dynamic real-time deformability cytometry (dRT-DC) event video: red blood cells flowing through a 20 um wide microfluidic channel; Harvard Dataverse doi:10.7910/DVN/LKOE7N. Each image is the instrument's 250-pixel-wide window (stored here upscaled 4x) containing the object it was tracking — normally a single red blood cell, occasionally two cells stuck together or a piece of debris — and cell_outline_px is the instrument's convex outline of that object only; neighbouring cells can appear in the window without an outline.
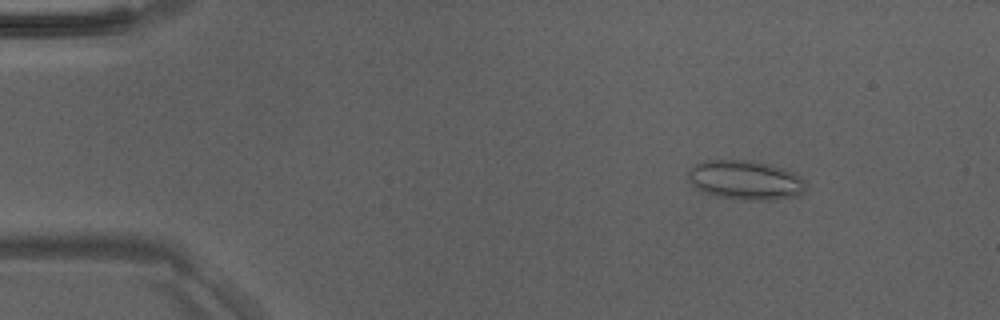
{"species": "Egyptian fruit bat (a non-hibernating species)", "species_latin": "Rousettus aegyptiacus", "temperature_condition": "room temperature", "stored_images_in_passage": 45, "camera_frame_rate_fps": 3000, "um_per_image_px": 0.085, "animal": {"sex": "male"}, "frame": {"image": 1, "passage_image": 2, "time_ms": 0.333, "image_size_px": [1000, 320], "cell_outline_px": [[804, 192], [800, 196], [772, 200], [740, 200], [716, 196], [704, 192], [696, 188], [688, 180], [688, 172], [696, 164], [704, 160], [752, 160], [768, 164], [792, 172], [800, 176], [804, 180]], "centroid_in_image_um": [63.36, 15.32], "position_along_channel_um": 21.6, "area_um2": 27.05}}
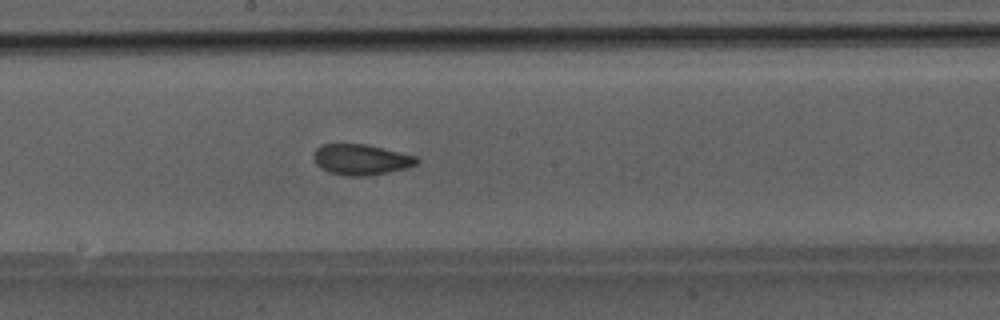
{"frame": {"image": 2, "passage_image": 22, "time_ms": 7.0, "image_size_px": [1000, 320], "cell_outline_px": [[420, 160], [416, 164], [404, 168], [388, 172], [368, 176], [344, 176], [328, 172], [320, 168], [316, 164], [312, 156], [316, 148], [320, 144], [364, 144], [416, 156]], "centroid_in_image_um": [30.63, 13.57], "position_along_channel_um": 217.6, "area_um2": 18.44}}
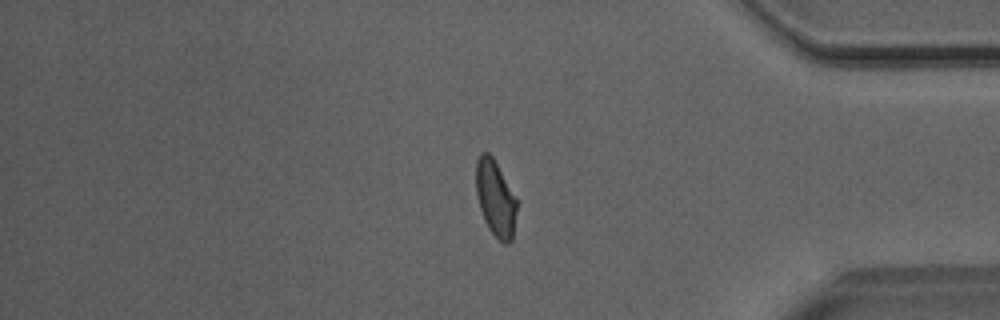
{"frame": {"image": 3, "passage_image": 36, "time_ms": 11.667, "image_size_px": [1000, 320], "cell_outline_px": [[516, 212], [512, 240], [508, 244], [504, 244], [488, 228], [484, 220], [480, 208], [476, 192], [476, 160], [480, 152], [488, 152], [492, 156], [516, 200]], "centroid_in_image_um": [42.08, 16.86], "position_along_channel_um": 393.1, "area_um2": 17.69}}